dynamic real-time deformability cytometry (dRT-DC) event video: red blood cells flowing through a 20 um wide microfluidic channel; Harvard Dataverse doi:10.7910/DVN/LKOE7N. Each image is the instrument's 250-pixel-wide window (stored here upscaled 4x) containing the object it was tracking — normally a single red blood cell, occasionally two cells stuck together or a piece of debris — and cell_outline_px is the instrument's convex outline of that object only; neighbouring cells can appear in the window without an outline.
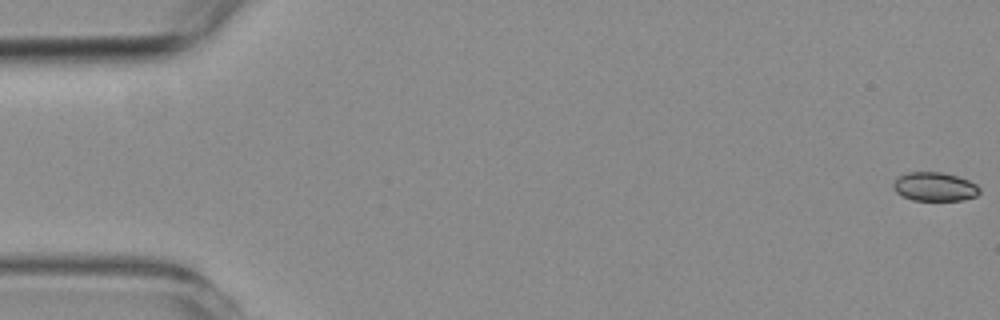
{"species": "common noctule bat (a hibernating species)", "species_latin": "Nyctalus noctula", "temperature_condition": "room temperature", "stored_images_in_passage": 58, "camera_frame_rate_fps": 3000, "um_per_image_px": 0.085, "animal": {"sex": "female", "body_mass_g": 19.3, "forearm_length_mm": 54.1}, "frame": {"image": 1, "passage_image": 1, "time_ms": 0.0, "image_size_px": [1000, 320], "cell_outline_px": [[980, 192], [976, 196], [964, 200], [912, 200], [896, 192], [892, 188], [892, 184], [900, 176], [908, 172], [940, 172], [956, 176], [968, 180], [976, 184], [980, 188]], "centroid_in_image_um": [79.45, 15.87], "position_along_channel_um": 5.5, "area_um2": 14.39}}
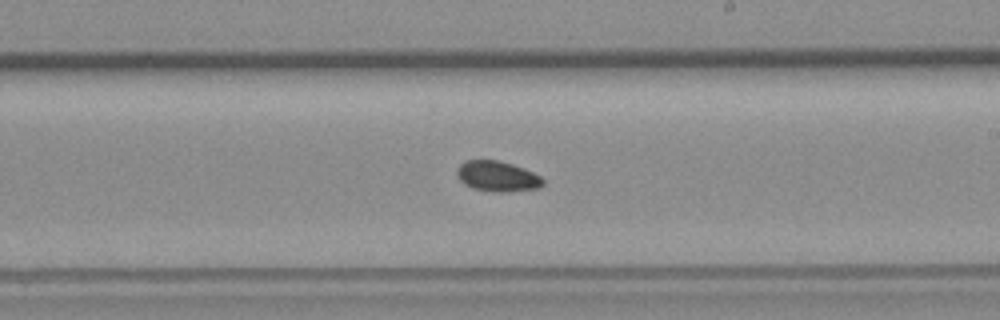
{"frame": {"image": 2, "passage_image": 34, "time_ms": 11.0, "image_size_px": [1000, 320], "cell_outline_px": [[544, 184], [540, 188], [508, 192], [496, 192], [472, 188], [464, 184], [460, 180], [456, 172], [456, 168], [464, 160], [500, 160], [524, 168], [540, 176], [544, 180]], "centroid_in_image_um": [42.27, 14.98], "position_along_channel_um": 246.7, "area_um2": 15.43}}
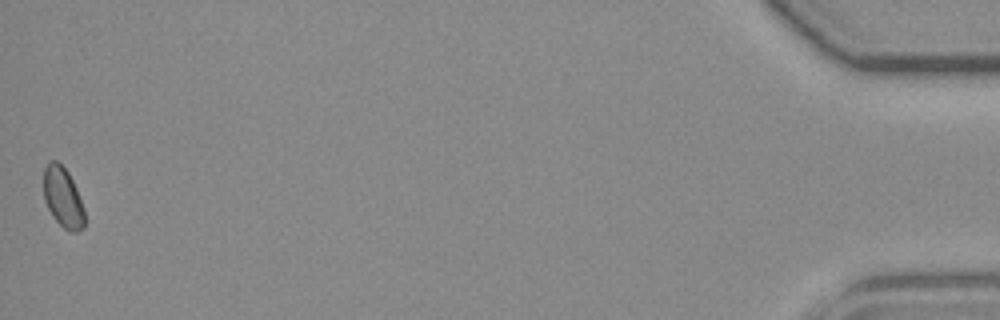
{"frame": {"image": 3, "passage_image": 58, "time_ms": 19.0, "image_size_px": [1000, 320], "cell_outline_px": [[84, 228], [76, 232], [72, 232], [64, 228], [52, 216], [44, 200], [44, 168], [52, 160], [56, 160], [68, 172], [76, 188], [84, 208]], "centroid_in_image_um": [5.35, 16.8], "position_along_channel_um": 429.8, "area_um2": 14.22}}